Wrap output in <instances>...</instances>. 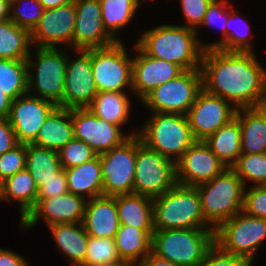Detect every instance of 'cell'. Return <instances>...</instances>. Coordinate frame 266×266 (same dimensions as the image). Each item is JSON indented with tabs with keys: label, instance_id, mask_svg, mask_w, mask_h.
<instances>
[{
	"label": "cell",
	"instance_id": "54",
	"mask_svg": "<svg viewBox=\"0 0 266 266\" xmlns=\"http://www.w3.org/2000/svg\"><path fill=\"white\" fill-rule=\"evenodd\" d=\"M80 266H87V265H80ZM96 266H131V265L128 263L122 262L119 264H106V265H96Z\"/></svg>",
	"mask_w": 266,
	"mask_h": 266
},
{
	"label": "cell",
	"instance_id": "50",
	"mask_svg": "<svg viewBox=\"0 0 266 266\" xmlns=\"http://www.w3.org/2000/svg\"><path fill=\"white\" fill-rule=\"evenodd\" d=\"M11 103L12 99L2 90H0V119L8 118Z\"/></svg>",
	"mask_w": 266,
	"mask_h": 266
},
{
	"label": "cell",
	"instance_id": "36",
	"mask_svg": "<svg viewBox=\"0 0 266 266\" xmlns=\"http://www.w3.org/2000/svg\"><path fill=\"white\" fill-rule=\"evenodd\" d=\"M231 169L246 187L247 181L253 186L266 185V152L260 154L242 153Z\"/></svg>",
	"mask_w": 266,
	"mask_h": 266
},
{
	"label": "cell",
	"instance_id": "33",
	"mask_svg": "<svg viewBox=\"0 0 266 266\" xmlns=\"http://www.w3.org/2000/svg\"><path fill=\"white\" fill-rule=\"evenodd\" d=\"M102 23L107 33L116 41L119 31L123 29L139 8L138 0H99Z\"/></svg>",
	"mask_w": 266,
	"mask_h": 266
},
{
	"label": "cell",
	"instance_id": "52",
	"mask_svg": "<svg viewBox=\"0 0 266 266\" xmlns=\"http://www.w3.org/2000/svg\"><path fill=\"white\" fill-rule=\"evenodd\" d=\"M10 19V1L0 0V22Z\"/></svg>",
	"mask_w": 266,
	"mask_h": 266
},
{
	"label": "cell",
	"instance_id": "8",
	"mask_svg": "<svg viewBox=\"0 0 266 266\" xmlns=\"http://www.w3.org/2000/svg\"><path fill=\"white\" fill-rule=\"evenodd\" d=\"M177 184L176 163L148 148L136 135L133 193L157 197Z\"/></svg>",
	"mask_w": 266,
	"mask_h": 266
},
{
	"label": "cell",
	"instance_id": "31",
	"mask_svg": "<svg viewBox=\"0 0 266 266\" xmlns=\"http://www.w3.org/2000/svg\"><path fill=\"white\" fill-rule=\"evenodd\" d=\"M37 196V184L26 168L3 181V200L18 201L20 222L36 205Z\"/></svg>",
	"mask_w": 266,
	"mask_h": 266
},
{
	"label": "cell",
	"instance_id": "15",
	"mask_svg": "<svg viewBox=\"0 0 266 266\" xmlns=\"http://www.w3.org/2000/svg\"><path fill=\"white\" fill-rule=\"evenodd\" d=\"M237 109L232 104L202 89L186 117L196 140H205L221 126L235 117Z\"/></svg>",
	"mask_w": 266,
	"mask_h": 266
},
{
	"label": "cell",
	"instance_id": "30",
	"mask_svg": "<svg viewBox=\"0 0 266 266\" xmlns=\"http://www.w3.org/2000/svg\"><path fill=\"white\" fill-rule=\"evenodd\" d=\"M131 105V100L126 91H103L95 95L92 103L87 108L95 116L121 128L130 120Z\"/></svg>",
	"mask_w": 266,
	"mask_h": 266
},
{
	"label": "cell",
	"instance_id": "13",
	"mask_svg": "<svg viewBox=\"0 0 266 266\" xmlns=\"http://www.w3.org/2000/svg\"><path fill=\"white\" fill-rule=\"evenodd\" d=\"M74 138L85 142L100 155L120 146L130 136L138 134L123 133L117 125L95 116L88 108H72Z\"/></svg>",
	"mask_w": 266,
	"mask_h": 266
},
{
	"label": "cell",
	"instance_id": "27",
	"mask_svg": "<svg viewBox=\"0 0 266 266\" xmlns=\"http://www.w3.org/2000/svg\"><path fill=\"white\" fill-rule=\"evenodd\" d=\"M68 192L86 197L87 200L103 195L102 172L99 155L85 163L64 169Z\"/></svg>",
	"mask_w": 266,
	"mask_h": 266
},
{
	"label": "cell",
	"instance_id": "46",
	"mask_svg": "<svg viewBox=\"0 0 266 266\" xmlns=\"http://www.w3.org/2000/svg\"><path fill=\"white\" fill-rule=\"evenodd\" d=\"M37 199L53 198L68 192L65 170L62 168L56 173L55 178L37 184Z\"/></svg>",
	"mask_w": 266,
	"mask_h": 266
},
{
	"label": "cell",
	"instance_id": "3",
	"mask_svg": "<svg viewBox=\"0 0 266 266\" xmlns=\"http://www.w3.org/2000/svg\"><path fill=\"white\" fill-rule=\"evenodd\" d=\"M154 230L213 229L204 219L198 190L176 184L153 198Z\"/></svg>",
	"mask_w": 266,
	"mask_h": 266
},
{
	"label": "cell",
	"instance_id": "42",
	"mask_svg": "<svg viewBox=\"0 0 266 266\" xmlns=\"http://www.w3.org/2000/svg\"><path fill=\"white\" fill-rule=\"evenodd\" d=\"M26 168V144L18 143L0 156V178L4 181Z\"/></svg>",
	"mask_w": 266,
	"mask_h": 266
},
{
	"label": "cell",
	"instance_id": "48",
	"mask_svg": "<svg viewBox=\"0 0 266 266\" xmlns=\"http://www.w3.org/2000/svg\"><path fill=\"white\" fill-rule=\"evenodd\" d=\"M0 266H30L23 256L9 249L0 248Z\"/></svg>",
	"mask_w": 266,
	"mask_h": 266
},
{
	"label": "cell",
	"instance_id": "11",
	"mask_svg": "<svg viewBox=\"0 0 266 266\" xmlns=\"http://www.w3.org/2000/svg\"><path fill=\"white\" fill-rule=\"evenodd\" d=\"M123 41L110 46L91 48L92 76L98 92L132 91L133 57L125 50Z\"/></svg>",
	"mask_w": 266,
	"mask_h": 266
},
{
	"label": "cell",
	"instance_id": "17",
	"mask_svg": "<svg viewBox=\"0 0 266 266\" xmlns=\"http://www.w3.org/2000/svg\"><path fill=\"white\" fill-rule=\"evenodd\" d=\"M86 202V197L70 192L53 198L36 199L34 208L20 222L21 229L25 231L34 227L39 219L44 220L47 226L62 223H82Z\"/></svg>",
	"mask_w": 266,
	"mask_h": 266
},
{
	"label": "cell",
	"instance_id": "39",
	"mask_svg": "<svg viewBox=\"0 0 266 266\" xmlns=\"http://www.w3.org/2000/svg\"><path fill=\"white\" fill-rule=\"evenodd\" d=\"M43 12L44 8L38 0L10 1V20L29 32L34 29Z\"/></svg>",
	"mask_w": 266,
	"mask_h": 266
},
{
	"label": "cell",
	"instance_id": "9",
	"mask_svg": "<svg viewBox=\"0 0 266 266\" xmlns=\"http://www.w3.org/2000/svg\"><path fill=\"white\" fill-rule=\"evenodd\" d=\"M266 240V219L243 211L215 230V243L224 251L246 258L252 265L256 252Z\"/></svg>",
	"mask_w": 266,
	"mask_h": 266
},
{
	"label": "cell",
	"instance_id": "35",
	"mask_svg": "<svg viewBox=\"0 0 266 266\" xmlns=\"http://www.w3.org/2000/svg\"><path fill=\"white\" fill-rule=\"evenodd\" d=\"M26 60L0 59V90L12 100L28 93Z\"/></svg>",
	"mask_w": 266,
	"mask_h": 266
},
{
	"label": "cell",
	"instance_id": "44",
	"mask_svg": "<svg viewBox=\"0 0 266 266\" xmlns=\"http://www.w3.org/2000/svg\"><path fill=\"white\" fill-rule=\"evenodd\" d=\"M214 0H180L181 10L185 16V24L181 26H186L197 31L202 24L204 16L207 12L208 7L212 4Z\"/></svg>",
	"mask_w": 266,
	"mask_h": 266
},
{
	"label": "cell",
	"instance_id": "25",
	"mask_svg": "<svg viewBox=\"0 0 266 266\" xmlns=\"http://www.w3.org/2000/svg\"><path fill=\"white\" fill-rule=\"evenodd\" d=\"M48 229L53 236L57 248L69 259L72 266L84 263L89 235L83 223L51 224Z\"/></svg>",
	"mask_w": 266,
	"mask_h": 266
},
{
	"label": "cell",
	"instance_id": "45",
	"mask_svg": "<svg viewBox=\"0 0 266 266\" xmlns=\"http://www.w3.org/2000/svg\"><path fill=\"white\" fill-rule=\"evenodd\" d=\"M198 266H252V264L246 258L224 252L214 243Z\"/></svg>",
	"mask_w": 266,
	"mask_h": 266
},
{
	"label": "cell",
	"instance_id": "53",
	"mask_svg": "<svg viewBox=\"0 0 266 266\" xmlns=\"http://www.w3.org/2000/svg\"><path fill=\"white\" fill-rule=\"evenodd\" d=\"M260 107L266 112V84H265L263 99H262V102L260 104Z\"/></svg>",
	"mask_w": 266,
	"mask_h": 266
},
{
	"label": "cell",
	"instance_id": "20",
	"mask_svg": "<svg viewBox=\"0 0 266 266\" xmlns=\"http://www.w3.org/2000/svg\"><path fill=\"white\" fill-rule=\"evenodd\" d=\"M132 62V92L143 100L159 85L176 78L183 70L176 64L145 54L136 44Z\"/></svg>",
	"mask_w": 266,
	"mask_h": 266
},
{
	"label": "cell",
	"instance_id": "55",
	"mask_svg": "<svg viewBox=\"0 0 266 266\" xmlns=\"http://www.w3.org/2000/svg\"><path fill=\"white\" fill-rule=\"evenodd\" d=\"M3 200V180L0 178V201Z\"/></svg>",
	"mask_w": 266,
	"mask_h": 266
},
{
	"label": "cell",
	"instance_id": "22",
	"mask_svg": "<svg viewBox=\"0 0 266 266\" xmlns=\"http://www.w3.org/2000/svg\"><path fill=\"white\" fill-rule=\"evenodd\" d=\"M82 223L89 236L114 239L120 226L115 196L87 200Z\"/></svg>",
	"mask_w": 266,
	"mask_h": 266
},
{
	"label": "cell",
	"instance_id": "49",
	"mask_svg": "<svg viewBox=\"0 0 266 266\" xmlns=\"http://www.w3.org/2000/svg\"><path fill=\"white\" fill-rule=\"evenodd\" d=\"M137 266H178L150 252Z\"/></svg>",
	"mask_w": 266,
	"mask_h": 266
},
{
	"label": "cell",
	"instance_id": "2",
	"mask_svg": "<svg viewBox=\"0 0 266 266\" xmlns=\"http://www.w3.org/2000/svg\"><path fill=\"white\" fill-rule=\"evenodd\" d=\"M197 31L181 25L162 24L144 31L136 45L147 55L178 65L183 71L201 68L208 43L197 38Z\"/></svg>",
	"mask_w": 266,
	"mask_h": 266
},
{
	"label": "cell",
	"instance_id": "18",
	"mask_svg": "<svg viewBox=\"0 0 266 266\" xmlns=\"http://www.w3.org/2000/svg\"><path fill=\"white\" fill-rule=\"evenodd\" d=\"M57 107L53 102L29 93L12 100L8 115L18 143H32L48 115Z\"/></svg>",
	"mask_w": 266,
	"mask_h": 266
},
{
	"label": "cell",
	"instance_id": "56",
	"mask_svg": "<svg viewBox=\"0 0 266 266\" xmlns=\"http://www.w3.org/2000/svg\"><path fill=\"white\" fill-rule=\"evenodd\" d=\"M142 1H143V2H145V1H149V2H150V0H141V1H140V0H138V2H139V5H140V3H142ZM151 1H153V0H151Z\"/></svg>",
	"mask_w": 266,
	"mask_h": 266
},
{
	"label": "cell",
	"instance_id": "23",
	"mask_svg": "<svg viewBox=\"0 0 266 266\" xmlns=\"http://www.w3.org/2000/svg\"><path fill=\"white\" fill-rule=\"evenodd\" d=\"M73 138L72 109L57 106L46 118L32 144L58 152Z\"/></svg>",
	"mask_w": 266,
	"mask_h": 266
},
{
	"label": "cell",
	"instance_id": "43",
	"mask_svg": "<svg viewBox=\"0 0 266 266\" xmlns=\"http://www.w3.org/2000/svg\"><path fill=\"white\" fill-rule=\"evenodd\" d=\"M242 211L266 219V185H251L249 190L245 187Z\"/></svg>",
	"mask_w": 266,
	"mask_h": 266
},
{
	"label": "cell",
	"instance_id": "14",
	"mask_svg": "<svg viewBox=\"0 0 266 266\" xmlns=\"http://www.w3.org/2000/svg\"><path fill=\"white\" fill-rule=\"evenodd\" d=\"M74 51L79 55L76 60L68 56L63 99L57 106L87 108L98 93L92 76L91 48Z\"/></svg>",
	"mask_w": 266,
	"mask_h": 266
},
{
	"label": "cell",
	"instance_id": "34",
	"mask_svg": "<svg viewBox=\"0 0 266 266\" xmlns=\"http://www.w3.org/2000/svg\"><path fill=\"white\" fill-rule=\"evenodd\" d=\"M26 169L36 184L55 178L62 167L57 151L26 144Z\"/></svg>",
	"mask_w": 266,
	"mask_h": 266
},
{
	"label": "cell",
	"instance_id": "32",
	"mask_svg": "<svg viewBox=\"0 0 266 266\" xmlns=\"http://www.w3.org/2000/svg\"><path fill=\"white\" fill-rule=\"evenodd\" d=\"M30 32L10 19L0 22V59L27 60L31 51Z\"/></svg>",
	"mask_w": 266,
	"mask_h": 266
},
{
	"label": "cell",
	"instance_id": "7",
	"mask_svg": "<svg viewBox=\"0 0 266 266\" xmlns=\"http://www.w3.org/2000/svg\"><path fill=\"white\" fill-rule=\"evenodd\" d=\"M36 53L35 62L32 60V53L27 62L28 93L42 99L49 100L58 105L64 94L65 74L68 55L65 48L34 47ZM35 71L33 74L31 71ZM35 93V94H34Z\"/></svg>",
	"mask_w": 266,
	"mask_h": 266
},
{
	"label": "cell",
	"instance_id": "5",
	"mask_svg": "<svg viewBox=\"0 0 266 266\" xmlns=\"http://www.w3.org/2000/svg\"><path fill=\"white\" fill-rule=\"evenodd\" d=\"M196 188L203 217L214 230L242 211L245 186L231 168Z\"/></svg>",
	"mask_w": 266,
	"mask_h": 266
},
{
	"label": "cell",
	"instance_id": "10",
	"mask_svg": "<svg viewBox=\"0 0 266 266\" xmlns=\"http://www.w3.org/2000/svg\"><path fill=\"white\" fill-rule=\"evenodd\" d=\"M202 89L201 69L185 70L176 78L159 85L141 102L152 113L186 115Z\"/></svg>",
	"mask_w": 266,
	"mask_h": 266
},
{
	"label": "cell",
	"instance_id": "21",
	"mask_svg": "<svg viewBox=\"0 0 266 266\" xmlns=\"http://www.w3.org/2000/svg\"><path fill=\"white\" fill-rule=\"evenodd\" d=\"M74 2L76 23L73 48L75 50L106 47L116 42L103 26L99 0H74Z\"/></svg>",
	"mask_w": 266,
	"mask_h": 266
},
{
	"label": "cell",
	"instance_id": "6",
	"mask_svg": "<svg viewBox=\"0 0 266 266\" xmlns=\"http://www.w3.org/2000/svg\"><path fill=\"white\" fill-rule=\"evenodd\" d=\"M214 243V229L154 230L151 252L178 266H198Z\"/></svg>",
	"mask_w": 266,
	"mask_h": 266
},
{
	"label": "cell",
	"instance_id": "40",
	"mask_svg": "<svg viewBox=\"0 0 266 266\" xmlns=\"http://www.w3.org/2000/svg\"><path fill=\"white\" fill-rule=\"evenodd\" d=\"M230 14V0H214L208 7L202 21V26H214L219 24L222 28L221 39L217 42L208 43L209 48H218L226 51V24Z\"/></svg>",
	"mask_w": 266,
	"mask_h": 266
},
{
	"label": "cell",
	"instance_id": "4",
	"mask_svg": "<svg viewBox=\"0 0 266 266\" xmlns=\"http://www.w3.org/2000/svg\"><path fill=\"white\" fill-rule=\"evenodd\" d=\"M150 114L137 135L148 148L177 163L196 141L186 115L151 112Z\"/></svg>",
	"mask_w": 266,
	"mask_h": 266
},
{
	"label": "cell",
	"instance_id": "29",
	"mask_svg": "<svg viewBox=\"0 0 266 266\" xmlns=\"http://www.w3.org/2000/svg\"><path fill=\"white\" fill-rule=\"evenodd\" d=\"M204 142L225 166L231 168L242 154L241 127L238 119L234 117L209 135Z\"/></svg>",
	"mask_w": 266,
	"mask_h": 266
},
{
	"label": "cell",
	"instance_id": "41",
	"mask_svg": "<svg viewBox=\"0 0 266 266\" xmlns=\"http://www.w3.org/2000/svg\"><path fill=\"white\" fill-rule=\"evenodd\" d=\"M58 154L63 169L79 166L97 155L85 142L76 138L62 147Z\"/></svg>",
	"mask_w": 266,
	"mask_h": 266
},
{
	"label": "cell",
	"instance_id": "1",
	"mask_svg": "<svg viewBox=\"0 0 266 266\" xmlns=\"http://www.w3.org/2000/svg\"><path fill=\"white\" fill-rule=\"evenodd\" d=\"M202 87L229 101L236 109L259 107L266 84V68L253 52L204 49Z\"/></svg>",
	"mask_w": 266,
	"mask_h": 266
},
{
	"label": "cell",
	"instance_id": "28",
	"mask_svg": "<svg viewBox=\"0 0 266 266\" xmlns=\"http://www.w3.org/2000/svg\"><path fill=\"white\" fill-rule=\"evenodd\" d=\"M153 233L154 231L120 225L114 241L121 261L137 266L151 252Z\"/></svg>",
	"mask_w": 266,
	"mask_h": 266
},
{
	"label": "cell",
	"instance_id": "37",
	"mask_svg": "<svg viewBox=\"0 0 266 266\" xmlns=\"http://www.w3.org/2000/svg\"><path fill=\"white\" fill-rule=\"evenodd\" d=\"M236 12L234 6L230 2V14L226 24V51L253 52L254 47L251 43L253 35L251 33L250 25H248V22L243 19L241 14L238 15ZM239 22L240 24L242 23L241 25L243 28L241 27L240 30H237L234 26L236 24L237 26L240 25ZM233 24L235 25L233 26Z\"/></svg>",
	"mask_w": 266,
	"mask_h": 266
},
{
	"label": "cell",
	"instance_id": "47",
	"mask_svg": "<svg viewBox=\"0 0 266 266\" xmlns=\"http://www.w3.org/2000/svg\"><path fill=\"white\" fill-rule=\"evenodd\" d=\"M18 144L8 118L0 119V156Z\"/></svg>",
	"mask_w": 266,
	"mask_h": 266
},
{
	"label": "cell",
	"instance_id": "24",
	"mask_svg": "<svg viewBox=\"0 0 266 266\" xmlns=\"http://www.w3.org/2000/svg\"><path fill=\"white\" fill-rule=\"evenodd\" d=\"M235 117L241 127V153H265L266 112L260 106L239 108Z\"/></svg>",
	"mask_w": 266,
	"mask_h": 266
},
{
	"label": "cell",
	"instance_id": "26",
	"mask_svg": "<svg viewBox=\"0 0 266 266\" xmlns=\"http://www.w3.org/2000/svg\"><path fill=\"white\" fill-rule=\"evenodd\" d=\"M120 225L154 231L153 198L140 194L115 196Z\"/></svg>",
	"mask_w": 266,
	"mask_h": 266
},
{
	"label": "cell",
	"instance_id": "38",
	"mask_svg": "<svg viewBox=\"0 0 266 266\" xmlns=\"http://www.w3.org/2000/svg\"><path fill=\"white\" fill-rule=\"evenodd\" d=\"M119 263L122 261L118 256L114 239L89 236L86 256L82 265L96 266Z\"/></svg>",
	"mask_w": 266,
	"mask_h": 266
},
{
	"label": "cell",
	"instance_id": "19",
	"mask_svg": "<svg viewBox=\"0 0 266 266\" xmlns=\"http://www.w3.org/2000/svg\"><path fill=\"white\" fill-rule=\"evenodd\" d=\"M227 168L204 140H196L176 163L177 183L196 187L222 174Z\"/></svg>",
	"mask_w": 266,
	"mask_h": 266
},
{
	"label": "cell",
	"instance_id": "12",
	"mask_svg": "<svg viewBox=\"0 0 266 266\" xmlns=\"http://www.w3.org/2000/svg\"><path fill=\"white\" fill-rule=\"evenodd\" d=\"M103 196L132 194L136 163V135L99 155Z\"/></svg>",
	"mask_w": 266,
	"mask_h": 266
},
{
	"label": "cell",
	"instance_id": "51",
	"mask_svg": "<svg viewBox=\"0 0 266 266\" xmlns=\"http://www.w3.org/2000/svg\"><path fill=\"white\" fill-rule=\"evenodd\" d=\"M43 6L44 10L57 8L65 4H69L73 0H38Z\"/></svg>",
	"mask_w": 266,
	"mask_h": 266
},
{
	"label": "cell",
	"instance_id": "16",
	"mask_svg": "<svg viewBox=\"0 0 266 266\" xmlns=\"http://www.w3.org/2000/svg\"><path fill=\"white\" fill-rule=\"evenodd\" d=\"M76 23L74 0L57 8L44 10L42 17L30 32L32 47L57 48L58 44L73 48Z\"/></svg>",
	"mask_w": 266,
	"mask_h": 266
}]
</instances>
